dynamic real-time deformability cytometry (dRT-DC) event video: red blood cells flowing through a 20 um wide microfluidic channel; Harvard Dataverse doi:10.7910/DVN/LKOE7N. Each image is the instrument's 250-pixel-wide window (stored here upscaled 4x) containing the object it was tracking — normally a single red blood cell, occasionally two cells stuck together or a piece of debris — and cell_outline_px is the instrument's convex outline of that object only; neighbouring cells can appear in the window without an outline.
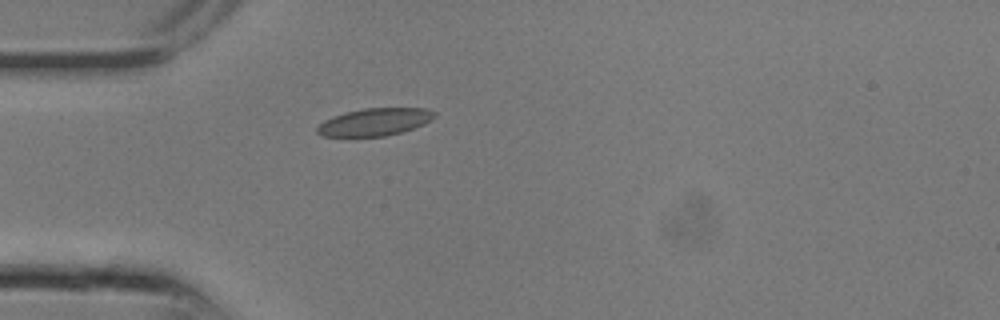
{"species": "common noctule bat (a hibernating species)", "species_latin": "Nyctalus noctula", "temperature_condition": "room temperature", "stored_images_in_passage": 3, "camera_frame_rate_fps": 3000, "um_per_image_px": 0.085, "animal": {"sex": "male", "body_mass_g": 13.3}, "frame": {"image": 1, "passage_image": 1, "time_ms": 0.0, "image_size_px": [1000, 320], "cell_outline_px": [[436, 116], [432, 120], [424, 124], [400, 132], [384, 136], [324, 136], [316, 132], [316, 128], [324, 120], [332, 116], [344, 112], [364, 108], [428, 108], [436, 112]], "centroid_in_image_um": [31.86, 10.35], "position_along_channel_um": 53.1, "area_um2": 18.79}}
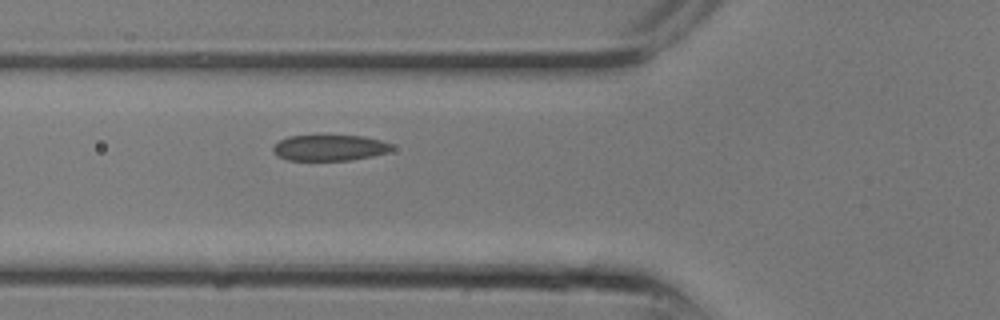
{"frame": {"image": 2, "passage_image": 3, "time_ms": 0.667, "image_size_px": [1000, 320], "cell_outline_px": [[392, 148], [388, 152], [372, 156], [352, 160], [288, 160], [276, 156], [272, 152], [272, 148], [280, 140], [288, 136], [364, 136], [380, 140], [392, 144]], "centroid_in_image_um": [27.99, 12.57], "position_along_channel_um": 97.8, "area_um2": 17.86}}